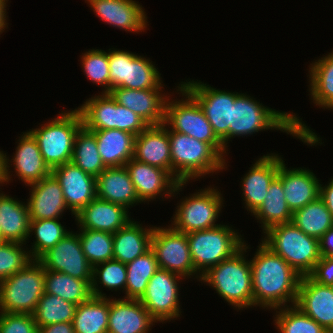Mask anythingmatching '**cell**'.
Returning <instances> with one entry per match:
<instances>
[{
	"label": "cell",
	"mask_w": 333,
	"mask_h": 333,
	"mask_svg": "<svg viewBox=\"0 0 333 333\" xmlns=\"http://www.w3.org/2000/svg\"><path fill=\"white\" fill-rule=\"evenodd\" d=\"M258 248L250 260L253 306L277 310L287 302L295 305L302 276L263 243Z\"/></svg>",
	"instance_id": "cell-1"
},
{
	"label": "cell",
	"mask_w": 333,
	"mask_h": 333,
	"mask_svg": "<svg viewBox=\"0 0 333 333\" xmlns=\"http://www.w3.org/2000/svg\"><path fill=\"white\" fill-rule=\"evenodd\" d=\"M276 129L298 137L311 146L320 143V138L311 131L296 115L279 112L263 106L259 102L235 92L232 103V124L229 126V139L235 136L250 135L261 130Z\"/></svg>",
	"instance_id": "cell-2"
},
{
	"label": "cell",
	"mask_w": 333,
	"mask_h": 333,
	"mask_svg": "<svg viewBox=\"0 0 333 333\" xmlns=\"http://www.w3.org/2000/svg\"><path fill=\"white\" fill-rule=\"evenodd\" d=\"M171 176L177 182L214 173L225 168V159L208 143L169 130Z\"/></svg>",
	"instance_id": "cell-3"
},
{
	"label": "cell",
	"mask_w": 333,
	"mask_h": 333,
	"mask_svg": "<svg viewBox=\"0 0 333 333\" xmlns=\"http://www.w3.org/2000/svg\"><path fill=\"white\" fill-rule=\"evenodd\" d=\"M248 246L233 256L208 269L200 280L212 286L230 305L238 309L253 306V288L250 261L244 258Z\"/></svg>",
	"instance_id": "cell-4"
},
{
	"label": "cell",
	"mask_w": 333,
	"mask_h": 333,
	"mask_svg": "<svg viewBox=\"0 0 333 333\" xmlns=\"http://www.w3.org/2000/svg\"><path fill=\"white\" fill-rule=\"evenodd\" d=\"M264 233L262 243L301 276H308L322 257L319 240L306 235L292 222L274 225Z\"/></svg>",
	"instance_id": "cell-5"
},
{
	"label": "cell",
	"mask_w": 333,
	"mask_h": 333,
	"mask_svg": "<svg viewBox=\"0 0 333 333\" xmlns=\"http://www.w3.org/2000/svg\"><path fill=\"white\" fill-rule=\"evenodd\" d=\"M82 126L81 114L75 109L29 131L37 140L43 159L51 170L72 160L74 139Z\"/></svg>",
	"instance_id": "cell-6"
},
{
	"label": "cell",
	"mask_w": 333,
	"mask_h": 333,
	"mask_svg": "<svg viewBox=\"0 0 333 333\" xmlns=\"http://www.w3.org/2000/svg\"><path fill=\"white\" fill-rule=\"evenodd\" d=\"M45 269L38 260L0 281V310L33 315L44 294Z\"/></svg>",
	"instance_id": "cell-7"
},
{
	"label": "cell",
	"mask_w": 333,
	"mask_h": 333,
	"mask_svg": "<svg viewBox=\"0 0 333 333\" xmlns=\"http://www.w3.org/2000/svg\"><path fill=\"white\" fill-rule=\"evenodd\" d=\"M187 238L194 269L197 274L201 271L200 276L233 256L244 244L237 232L221 224L211 229L187 233Z\"/></svg>",
	"instance_id": "cell-8"
},
{
	"label": "cell",
	"mask_w": 333,
	"mask_h": 333,
	"mask_svg": "<svg viewBox=\"0 0 333 333\" xmlns=\"http://www.w3.org/2000/svg\"><path fill=\"white\" fill-rule=\"evenodd\" d=\"M177 91L186 96L184 97L186 99L171 102L167 97L163 125H170L171 127L168 126V128H171V131L186 134L210 144L223 157L227 149L214 133L198 102L182 87L178 86Z\"/></svg>",
	"instance_id": "cell-9"
},
{
	"label": "cell",
	"mask_w": 333,
	"mask_h": 333,
	"mask_svg": "<svg viewBox=\"0 0 333 333\" xmlns=\"http://www.w3.org/2000/svg\"><path fill=\"white\" fill-rule=\"evenodd\" d=\"M78 110L88 130L119 129L137 136L149 126L131 109L116 103L109 93L89 98Z\"/></svg>",
	"instance_id": "cell-10"
},
{
	"label": "cell",
	"mask_w": 333,
	"mask_h": 333,
	"mask_svg": "<svg viewBox=\"0 0 333 333\" xmlns=\"http://www.w3.org/2000/svg\"><path fill=\"white\" fill-rule=\"evenodd\" d=\"M109 61V92L123 87L135 90L162 89V80L156 67L145 57L128 51L111 50Z\"/></svg>",
	"instance_id": "cell-11"
},
{
	"label": "cell",
	"mask_w": 333,
	"mask_h": 333,
	"mask_svg": "<svg viewBox=\"0 0 333 333\" xmlns=\"http://www.w3.org/2000/svg\"><path fill=\"white\" fill-rule=\"evenodd\" d=\"M223 197L217 189L206 188L185 197L177 206L171 227L182 233L211 229L222 208Z\"/></svg>",
	"instance_id": "cell-12"
},
{
	"label": "cell",
	"mask_w": 333,
	"mask_h": 333,
	"mask_svg": "<svg viewBox=\"0 0 333 333\" xmlns=\"http://www.w3.org/2000/svg\"><path fill=\"white\" fill-rule=\"evenodd\" d=\"M181 87L200 105L214 133L225 148L229 141V126L232 124V103L235 93L212 88L202 82H182Z\"/></svg>",
	"instance_id": "cell-13"
},
{
	"label": "cell",
	"mask_w": 333,
	"mask_h": 333,
	"mask_svg": "<svg viewBox=\"0 0 333 333\" xmlns=\"http://www.w3.org/2000/svg\"><path fill=\"white\" fill-rule=\"evenodd\" d=\"M151 249L160 269L185 278L197 273L191 259L186 233L178 232L172 227H153Z\"/></svg>",
	"instance_id": "cell-14"
},
{
	"label": "cell",
	"mask_w": 333,
	"mask_h": 333,
	"mask_svg": "<svg viewBox=\"0 0 333 333\" xmlns=\"http://www.w3.org/2000/svg\"><path fill=\"white\" fill-rule=\"evenodd\" d=\"M181 276L164 269H158L150 278L146 292L139 301L156 321L164 322L180 316L179 287Z\"/></svg>",
	"instance_id": "cell-15"
},
{
	"label": "cell",
	"mask_w": 333,
	"mask_h": 333,
	"mask_svg": "<svg viewBox=\"0 0 333 333\" xmlns=\"http://www.w3.org/2000/svg\"><path fill=\"white\" fill-rule=\"evenodd\" d=\"M38 261L44 269L68 274L80 280H92L93 266L88 262L78 233H68Z\"/></svg>",
	"instance_id": "cell-16"
},
{
	"label": "cell",
	"mask_w": 333,
	"mask_h": 333,
	"mask_svg": "<svg viewBox=\"0 0 333 333\" xmlns=\"http://www.w3.org/2000/svg\"><path fill=\"white\" fill-rule=\"evenodd\" d=\"M125 167L141 202L151 201L158 194L161 196L162 194L169 195L170 198L172 194L180 191L184 187L183 185L186 184V182H177L166 170L133 158L126 163Z\"/></svg>",
	"instance_id": "cell-17"
},
{
	"label": "cell",
	"mask_w": 333,
	"mask_h": 333,
	"mask_svg": "<svg viewBox=\"0 0 333 333\" xmlns=\"http://www.w3.org/2000/svg\"><path fill=\"white\" fill-rule=\"evenodd\" d=\"M51 173L59 181L65 203L72 214L76 215L96 198V178L72 161L53 168Z\"/></svg>",
	"instance_id": "cell-18"
},
{
	"label": "cell",
	"mask_w": 333,
	"mask_h": 333,
	"mask_svg": "<svg viewBox=\"0 0 333 333\" xmlns=\"http://www.w3.org/2000/svg\"><path fill=\"white\" fill-rule=\"evenodd\" d=\"M295 306L329 333L333 332V286L302 276Z\"/></svg>",
	"instance_id": "cell-19"
},
{
	"label": "cell",
	"mask_w": 333,
	"mask_h": 333,
	"mask_svg": "<svg viewBox=\"0 0 333 333\" xmlns=\"http://www.w3.org/2000/svg\"><path fill=\"white\" fill-rule=\"evenodd\" d=\"M161 91L162 89L135 90L117 87L111 89L109 94L116 103L131 109L149 126H156L164 123L167 95L161 94Z\"/></svg>",
	"instance_id": "cell-20"
},
{
	"label": "cell",
	"mask_w": 333,
	"mask_h": 333,
	"mask_svg": "<svg viewBox=\"0 0 333 333\" xmlns=\"http://www.w3.org/2000/svg\"><path fill=\"white\" fill-rule=\"evenodd\" d=\"M128 208L96 197L76 215L80 229L114 234L125 227L129 219Z\"/></svg>",
	"instance_id": "cell-21"
},
{
	"label": "cell",
	"mask_w": 333,
	"mask_h": 333,
	"mask_svg": "<svg viewBox=\"0 0 333 333\" xmlns=\"http://www.w3.org/2000/svg\"><path fill=\"white\" fill-rule=\"evenodd\" d=\"M281 157L267 154L259 158L242 179V190L247 209L254 213L264 202L271 182L277 177Z\"/></svg>",
	"instance_id": "cell-22"
},
{
	"label": "cell",
	"mask_w": 333,
	"mask_h": 333,
	"mask_svg": "<svg viewBox=\"0 0 333 333\" xmlns=\"http://www.w3.org/2000/svg\"><path fill=\"white\" fill-rule=\"evenodd\" d=\"M133 159L166 170L171 175L169 129L148 126L135 137Z\"/></svg>",
	"instance_id": "cell-23"
},
{
	"label": "cell",
	"mask_w": 333,
	"mask_h": 333,
	"mask_svg": "<svg viewBox=\"0 0 333 333\" xmlns=\"http://www.w3.org/2000/svg\"><path fill=\"white\" fill-rule=\"evenodd\" d=\"M277 177L282 181L284 196L292 213L319 198V180L309 169L288 170L283 161Z\"/></svg>",
	"instance_id": "cell-24"
},
{
	"label": "cell",
	"mask_w": 333,
	"mask_h": 333,
	"mask_svg": "<svg viewBox=\"0 0 333 333\" xmlns=\"http://www.w3.org/2000/svg\"><path fill=\"white\" fill-rule=\"evenodd\" d=\"M156 322L139 299H110L107 333H148Z\"/></svg>",
	"instance_id": "cell-25"
},
{
	"label": "cell",
	"mask_w": 333,
	"mask_h": 333,
	"mask_svg": "<svg viewBox=\"0 0 333 333\" xmlns=\"http://www.w3.org/2000/svg\"><path fill=\"white\" fill-rule=\"evenodd\" d=\"M101 20L125 31L139 32L148 23L144 9L133 0H86Z\"/></svg>",
	"instance_id": "cell-26"
},
{
	"label": "cell",
	"mask_w": 333,
	"mask_h": 333,
	"mask_svg": "<svg viewBox=\"0 0 333 333\" xmlns=\"http://www.w3.org/2000/svg\"><path fill=\"white\" fill-rule=\"evenodd\" d=\"M29 186L32 189L27 205L31 220L59 219L64 209H69L60 183L52 173Z\"/></svg>",
	"instance_id": "cell-27"
},
{
	"label": "cell",
	"mask_w": 333,
	"mask_h": 333,
	"mask_svg": "<svg viewBox=\"0 0 333 333\" xmlns=\"http://www.w3.org/2000/svg\"><path fill=\"white\" fill-rule=\"evenodd\" d=\"M96 197L126 208L141 203L125 166L105 168L98 175Z\"/></svg>",
	"instance_id": "cell-28"
},
{
	"label": "cell",
	"mask_w": 333,
	"mask_h": 333,
	"mask_svg": "<svg viewBox=\"0 0 333 333\" xmlns=\"http://www.w3.org/2000/svg\"><path fill=\"white\" fill-rule=\"evenodd\" d=\"M13 157V166L17 176L28 186L49 176L52 170L45 163L37 140L27 131L19 139Z\"/></svg>",
	"instance_id": "cell-29"
},
{
	"label": "cell",
	"mask_w": 333,
	"mask_h": 333,
	"mask_svg": "<svg viewBox=\"0 0 333 333\" xmlns=\"http://www.w3.org/2000/svg\"><path fill=\"white\" fill-rule=\"evenodd\" d=\"M106 168L123 167L133 158L136 135L119 129L90 130Z\"/></svg>",
	"instance_id": "cell-30"
},
{
	"label": "cell",
	"mask_w": 333,
	"mask_h": 333,
	"mask_svg": "<svg viewBox=\"0 0 333 333\" xmlns=\"http://www.w3.org/2000/svg\"><path fill=\"white\" fill-rule=\"evenodd\" d=\"M28 205L0 193V225L5 242L25 244L30 235Z\"/></svg>",
	"instance_id": "cell-31"
},
{
	"label": "cell",
	"mask_w": 333,
	"mask_h": 333,
	"mask_svg": "<svg viewBox=\"0 0 333 333\" xmlns=\"http://www.w3.org/2000/svg\"><path fill=\"white\" fill-rule=\"evenodd\" d=\"M140 225L131 220L113 234L114 260L128 264L151 248L153 227L146 229Z\"/></svg>",
	"instance_id": "cell-32"
},
{
	"label": "cell",
	"mask_w": 333,
	"mask_h": 333,
	"mask_svg": "<svg viewBox=\"0 0 333 333\" xmlns=\"http://www.w3.org/2000/svg\"><path fill=\"white\" fill-rule=\"evenodd\" d=\"M44 293L79 305L93 297L92 280H80L65 273L45 269Z\"/></svg>",
	"instance_id": "cell-33"
},
{
	"label": "cell",
	"mask_w": 333,
	"mask_h": 333,
	"mask_svg": "<svg viewBox=\"0 0 333 333\" xmlns=\"http://www.w3.org/2000/svg\"><path fill=\"white\" fill-rule=\"evenodd\" d=\"M109 317V298L92 297L77 305L73 317L75 333H107Z\"/></svg>",
	"instance_id": "cell-34"
},
{
	"label": "cell",
	"mask_w": 333,
	"mask_h": 333,
	"mask_svg": "<svg viewBox=\"0 0 333 333\" xmlns=\"http://www.w3.org/2000/svg\"><path fill=\"white\" fill-rule=\"evenodd\" d=\"M292 214L284 196L282 181L276 177L269 186L264 202L253 215L261 221L266 231L274 225L291 222Z\"/></svg>",
	"instance_id": "cell-35"
},
{
	"label": "cell",
	"mask_w": 333,
	"mask_h": 333,
	"mask_svg": "<svg viewBox=\"0 0 333 333\" xmlns=\"http://www.w3.org/2000/svg\"><path fill=\"white\" fill-rule=\"evenodd\" d=\"M291 222L306 235L319 240L333 226V216L318 198L293 212Z\"/></svg>",
	"instance_id": "cell-36"
},
{
	"label": "cell",
	"mask_w": 333,
	"mask_h": 333,
	"mask_svg": "<svg viewBox=\"0 0 333 333\" xmlns=\"http://www.w3.org/2000/svg\"><path fill=\"white\" fill-rule=\"evenodd\" d=\"M310 95L316 105L333 109V51L310 66Z\"/></svg>",
	"instance_id": "cell-37"
},
{
	"label": "cell",
	"mask_w": 333,
	"mask_h": 333,
	"mask_svg": "<svg viewBox=\"0 0 333 333\" xmlns=\"http://www.w3.org/2000/svg\"><path fill=\"white\" fill-rule=\"evenodd\" d=\"M158 269L159 265L151 248L143 255L126 264L125 299H140L146 292L150 278Z\"/></svg>",
	"instance_id": "cell-38"
},
{
	"label": "cell",
	"mask_w": 333,
	"mask_h": 333,
	"mask_svg": "<svg viewBox=\"0 0 333 333\" xmlns=\"http://www.w3.org/2000/svg\"><path fill=\"white\" fill-rule=\"evenodd\" d=\"M71 161L95 178L106 168L98 152L94 133L84 126L79 129L75 136Z\"/></svg>",
	"instance_id": "cell-39"
},
{
	"label": "cell",
	"mask_w": 333,
	"mask_h": 333,
	"mask_svg": "<svg viewBox=\"0 0 333 333\" xmlns=\"http://www.w3.org/2000/svg\"><path fill=\"white\" fill-rule=\"evenodd\" d=\"M77 305L59 296L44 293L37 303L33 317L37 327L72 322Z\"/></svg>",
	"instance_id": "cell-40"
},
{
	"label": "cell",
	"mask_w": 333,
	"mask_h": 333,
	"mask_svg": "<svg viewBox=\"0 0 333 333\" xmlns=\"http://www.w3.org/2000/svg\"><path fill=\"white\" fill-rule=\"evenodd\" d=\"M59 219L30 220V233L33 232L36 241L29 251L32 260H38L44 253L53 248L70 231H67ZM32 251V252H31ZM32 253V254H31Z\"/></svg>",
	"instance_id": "cell-41"
},
{
	"label": "cell",
	"mask_w": 333,
	"mask_h": 333,
	"mask_svg": "<svg viewBox=\"0 0 333 333\" xmlns=\"http://www.w3.org/2000/svg\"><path fill=\"white\" fill-rule=\"evenodd\" d=\"M80 231L78 235L82 250L93 267L114 259L113 234L87 229H81Z\"/></svg>",
	"instance_id": "cell-42"
},
{
	"label": "cell",
	"mask_w": 333,
	"mask_h": 333,
	"mask_svg": "<svg viewBox=\"0 0 333 333\" xmlns=\"http://www.w3.org/2000/svg\"><path fill=\"white\" fill-rule=\"evenodd\" d=\"M279 310L274 321L280 333H329L295 305Z\"/></svg>",
	"instance_id": "cell-43"
},
{
	"label": "cell",
	"mask_w": 333,
	"mask_h": 333,
	"mask_svg": "<svg viewBox=\"0 0 333 333\" xmlns=\"http://www.w3.org/2000/svg\"><path fill=\"white\" fill-rule=\"evenodd\" d=\"M97 279L99 280L97 281ZM97 282H100V284L110 290L113 289L116 291L120 290V288H123V290H125L127 282L126 264L113 259L110 261L102 262L93 267V296L106 297V294H102V292L99 290Z\"/></svg>",
	"instance_id": "cell-44"
},
{
	"label": "cell",
	"mask_w": 333,
	"mask_h": 333,
	"mask_svg": "<svg viewBox=\"0 0 333 333\" xmlns=\"http://www.w3.org/2000/svg\"><path fill=\"white\" fill-rule=\"evenodd\" d=\"M32 258L22 244L14 242L0 243V281L24 269Z\"/></svg>",
	"instance_id": "cell-45"
},
{
	"label": "cell",
	"mask_w": 333,
	"mask_h": 333,
	"mask_svg": "<svg viewBox=\"0 0 333 333\" xmlns=\"http://www.w3.org/2000/svg\"><path fill=\"white\" fill-rule=\"evenodd\" d=\"M82 66L87 77L96 84L104 86L102 93H109V61L108 53L93 49L82 56Z\"/></svg>",
	"instance_id": "cell-46"
},
{
	"label": "cell",
	"mask_w": 333,
	"mask_h": 333,
	"mask_svg": "<svg viewBox=\"0 0 333 333\" xmlns=\"http://www.w3.org/2000/svg\"><path fill=\"white\" fill-rule=\"evenodd\" d=\"M0 333H38L33 315L0 312Z\"/></svg>",
	"instance_id": "cell-47"
},
{
	"label": "cell",
	"mask_w": 333,
	"mask_h": 333,
	"mask_svg": "<svg viewBox=\"0 0 333 333\" xmlns=\"http://www.w3.org/2000/svg\"><path fill=\"white\" fill-rule=\"evenodd\" d=\"M308 276L321 285L333 286V257H321Z\"/></svg>",
	"instance_id": "cell-48"
},
{
	"label": "cell",
	"mask_w": 333,
	"mask_h": 333,
	"mask_svg": "<svg viewBox=\"0 0 333 333\" xmlns=\"http://www.w3.org/2000/svg\"><path fill=\"white\" fill-rule=\"evenodd\" d=\"M322 257H333V226L319 239Z\"/></svg>",
	"instance_id": "cell-49"
},
{
	"label": "cell",
	"mask_w": 333,
	"mask_h": 333,
	"mask_svg": "<svg viewBox=\"0 0 333 333\" xmlns=\"http://www.w3.org/2000/svg\"><path fill=\"white\" fill-rule=\"evenodd\" d=\"M38 333H75L72 322H61L38 328Z\"/></svg>",
	"instance_id": "cell-50"
},
{
	"label": "cell",
	"mask_w": 333,
	"mask_h": 333,
	"mask_svg": "<svg viewBox=\"0 0 333 333\" xmlns=\"http://www.w3.org/2000/svg\"><path fill=\"white\" fill-rule=\"evenodd\" d=\"M319 198L323 201V203L326 205V208L333 216V179L330 180V183L324 187H322V184H320Z\"/></svg>",
	"instance_id": "cell-51"
},
{
	"label": "cell",
	"mask_w": 333,
	"mask_h": 333,
	"mask_svg": "<svg viewBox=\"0 0 333 333\" xmlns=\"http://www.w3.org/2000/svg\"><path fill=\"white\" fill-rule=\"evenodd\" d=\"M6 154H4L2 151H0V184L4 182H9L10 180V169H9V159H7Z\"/></svg>",
	"instance_id": "cell-52"
},
{
	"label": "cell",
	"mask_w": 333,
	"mask_h": 333,
	"mask_svg": "<svg viewBox=\"0 0 333 333\" xmlns=\"http://www.w3.org/2000/svg\"><path fill=\"white\" fill-rule=\"evenodd\" d=\"M8 0H0V33L5 30L6 22V3ZM4 29V30H3Z\"/></svg>",
	"instance_id": "cell-53"
},
{
	"label": "cell",
	"mask_w": 333,
	"mask_h": 333,
	"mask_svg": "<svg viewBox=\"0 0 333 333\" xmlns=\"http://www.w3.org/2000/svg\"><path fill=\"white\" fill-rule=\"evenodd\" d=\"M4 242L3 236H2V232H1V225H0V243Z\"/></svg>",
	"instance_id": "cell-54"
}]
</instances>
